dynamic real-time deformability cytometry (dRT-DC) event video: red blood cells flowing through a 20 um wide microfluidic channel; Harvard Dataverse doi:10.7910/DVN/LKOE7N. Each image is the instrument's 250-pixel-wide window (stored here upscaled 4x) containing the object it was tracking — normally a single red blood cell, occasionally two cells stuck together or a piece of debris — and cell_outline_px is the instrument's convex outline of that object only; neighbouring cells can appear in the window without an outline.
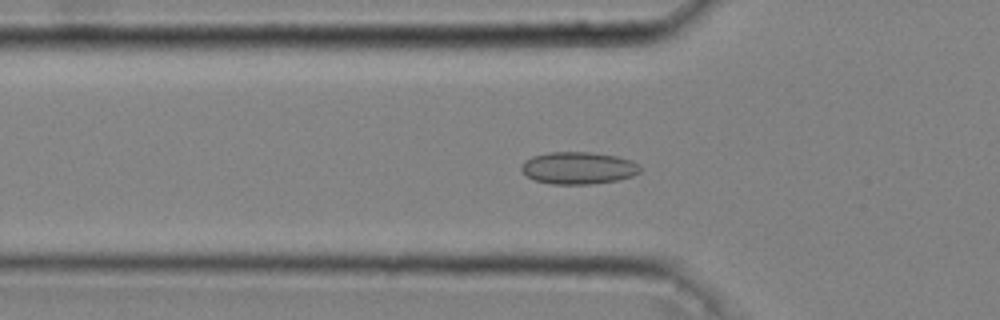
{"species": "common noctule bat (a hibernating species)", "species_latin": "Nyctalus noctula", "temperature_condition": "cold", "stored_images_in_passage": 46, "camera_frame_rate_fps": 3000, "um_per_image_px": 0.085, "animal": {"sex": "male", "body_mass_g": 20.4}, "frame": {"image": 1, "passage_image": 15, "time_ms": 4.667, "image_size_px": [1000, 320], "cell_outline_px": [[640, 172], [632, 176], [616, 180], [592, 184], [552, 184], [536, 180], [528, 176], [520, 168], [524, 160], [532, 156], [548, 152], [588, 152], [616, 156], [632, 160], [640, 164]], "centroid_in_image_um": [49.17, 14.27], "position_along_channel_um": 76.6, "area_um2": 22.25}}
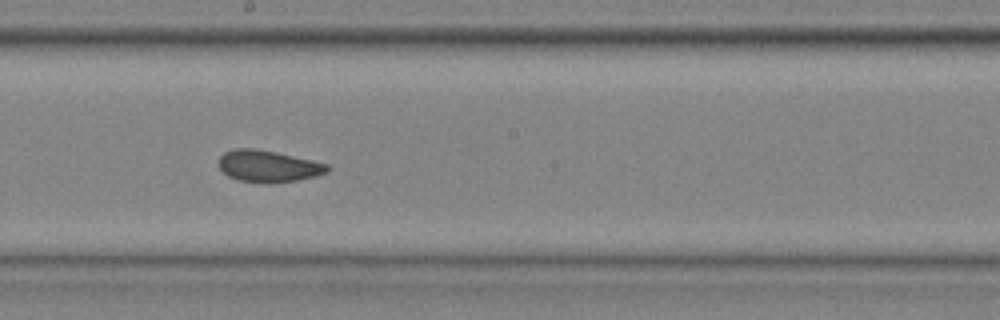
{"frame": {"image": 2, "passage_image": 26, "time_ms": 8.333, "image_size_px": [1000, 320], "cell_outline_px": [[332, 168], [328, 172], [316, 176], [296, 180], [268, 184], [236, 180], [228, 176], [220, 168], [220, 156], [224, 152], [232, 148], [256, 148], [276, 152], [312, 160], [328, 164]], "centroid_in_image_um": [22.81, 14.13], "position_along_channel_um": 225.4, "area_um2": 20.29}}
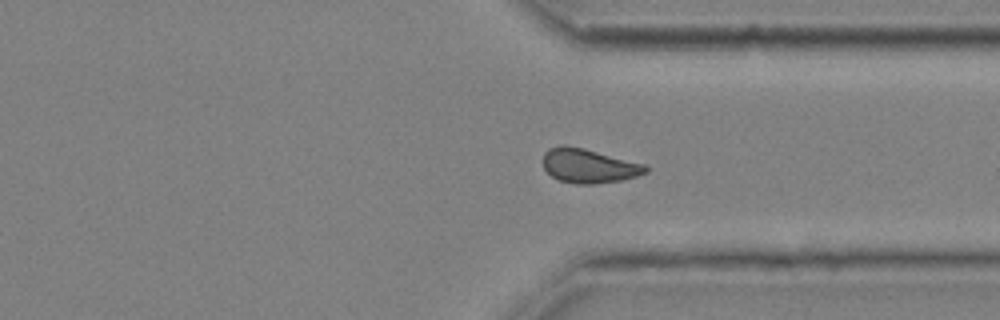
{"frame": {"image": 3, "passage_image": 36, "time_ms": 11.667, "image_size_px": [1000, 320], "cell_outline_px": [[648, 172], [636, 176], [620, 180], [596, 184], [576, 184], [560, 180], [552, 176], [544, 168], [544, 152], [548, 148], [560, 144], [564, 144], [584, 148], [644, 164], [648, 168]], "centroid_in_image_um": [50.03, 14.08], "position_along_channel_um": 361.4, "area_um2": 20.4}, "authors_computed_cell_mechanics": {"area_um2": 20.3167, "velocity_mm_per_s": 4.0546, "shape_relaxation_time_tau1_ms": null, "shape_relaxation_time_tau2_ms": 1.8713, "deformation_change_tau1": null, "deformation_change_tau2": 0.0644}}